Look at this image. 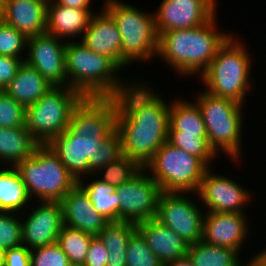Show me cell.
Here are the masks:
<instances>
[{
  "label": "cell",
  "instance_id": "obj_29",
  "mask_svg": "<svg viewBox=\"0 0 266 266\" xmlns=\"http://www.w3.org/2000/svg\"><path fill=\"white\" fill-rule=\"evenodd\" d=\"M187 257L194 266H245L242 263L245 259L240 260L237 250L215 246L202 240L189 245ZM246 266H249L248 262Z\"/></svg>",
  "mask_w": 266,
  "mask_h": 266
},
{
  "label": "cell",
  "instance_id": "obj_43",
  "mask_svg": "<svg viewBox=\"0 0 266 266\" xmlns=\"http://www.w3.org/2000/svg\"><path fill=\"white\" fill-rule=\"evenodd\" d=\"M247 262L249 266H266V248L259 251L256 256H251V259H248Z\"/></svg>",
  "mask_w": 266,
  "mask_h": 266
},
{
  "label": "cell",
  "instance_id": "obj_31",
  "mask_svg": "<svg viewBox=\"0 0 266 266\" xmlns=\"http://www.w3.org/2000/svg\"><path fill=\"white\" fill-rule=\"evenodd\" d=\"M167 142L198 157L209 168L211 165L209 162H214V159L218 158L208 144V137L198 136L197 133H168Z\"/></svg>",
  "mask_w": 266,
  "mask_h": 266
},
{
  "label": "cell",
  "instance_id": "obj_15",
  "mask_svg": "<svg viewBox=\"0 0 266 266\" xmlns=\"http://www.w3.org/2000/svg\"><path fill=\"white\" fill-rule=\"evenodd\" d=\"M217 4L216 0H162L153 11L158 35L205 24L218 10Z\"/></svg>",
  "mask_w": 266,
  "mask_h": 266
},
{
  "label": "cell",
  "instance_id": "obj_9",
  "mask_svg": "<svg viewBox=\"0 0 266 266\" xmlns=\"http://www.w3.org/2000/svg\"><path fill=\"white\" fill-rule=\"evenodd\" d=\"M161 192L196 194L209 167L198 157L172 146L167 141L144 167Z\"/></svg>",
  "mask_w": 266,
  "mask_h": 266
},
{
  "label": "cell",
  "instance_id": "obj_24",
  "mask_svg": "<svg viewBox=\"0 0 266 266\" xmlns=\"http://www.w3.org/2000/svg\"><path fill=\"white\" fill-rule=\"evenodd\" d=\"M52 87L35 68L23 62L4 91L27 108L35 104Z\"/></svg>",
  "mask_w": 266,
  "mask_h": 266
},
{
  "label": "cell",
  "instance_id": "obj_21",
  "mask_svg": "<svg viewBox=\"0 0 266 266\" xmlns=\"http://www.w3.org/2000/svg\"><path fill=\"white\" fill-rule=\"evenodd\" d=\"M136 230L164 265L187 256L190 244L155 218L137 223Z\"/></svg>",
  "mask_w": 266,
  "mask_h": 266
},
{
  "label": "cell",
  "instance_id": "obj_44",
  "mask_svg": "<svg viewBox=\"0 0 266 266\" xmlns=\"http://www.w3.org/2000/svg\"><path fill=\"white\" fill-rule=\"evenodd\" d=\"M164 266H194V265L189 260V258L186 256L183 259L166 263Z\"/></svg>",
  "mask_w": 266,
  "mask_h": 266
},
{
  "label": "cell",
  "instance_id": "obj_33",
  "mask_svg": "<svg viewBox=\"0 0 266 266\" xmlns=\"http://www.w3.org/2000/svg\"><path fill=\"white\" fill-rule=\"evenodd\" d=\"M125 261L126 266H164L137 230L129 239Z\"/></svg>",
  "mask_w": 266,
  "mask_h": 266
},
{
  "label": "cell",
  "instance_id": "obj_19",
  "mask_svg": "<svg viewBox=\"0 0 266 266\" xmlns=\"http://www.w3.org/2000/svg\"><path fill=\"white\" fill-rule=\"evenodd\" d=\"M64 225L98 236L110 222L98 213L85 190L77 183L60 201Z\"/></svg>",
  "mask_w": 266,
  "mask_h": 266
},
{
  "label": "cell",
  "instance_id": "obj_4",
  "mask_svg": "<svg viewBox=\"0 0 266 266\" xmlns=\"http://www.w3.org/2000/svg\"><path fill=\"white\" fill-rule=\"evenodd\" d=\"M65 63L67 86L83 97L115 98L130 83L123 82L118 74L120 68L110 58L99 55L80 41L66 42Z\"/></svg>",
  "mask_w": 266,
  "mask_h": 266
},
{
  "label": "cell",
  "instance_id": "obj_40",
  "mask_svg": "<svg viewBox=\"0 0 266 266\" xmlns=\"http://www.w3.org/2000/svg\"><path fill=\"white\" fill-rule=\"evenodd\" d=\"M108 250L99 236H93L83 266H106L108 260Z\"/></svg>",
  "mask_w": 266,
  "mask_h": 266
},
{
  "label": "cell",
  "instance_id": "obj_5",
  "mask_svg": "<svg viewBox=\"0 0 266 266\" xmlns=\"http://www.w3.org/2000/svg\"><path fill=\"white\" fill-rule=\"evenodd\" d=\"M237 38L232 34L226 40L208 69L198 79L207 87L205 91L208 93L244 105L247 100L245 96L252 90V57L244 40L241 41L238 36Z\"/></svg>",
  "mask_w": 266,
  "mask_h": 266
},
{
  "label": "cell",
  "instance_id": "obj_7",
  "mask_svg": "<svg viewBox=\"0 0 266 266\" xmlns=\"http://www.w3.org/2000/svg\"><path fill=\"white\" fill-rule=\"evenodd\" d=\"M123 0H105L103 8L111 15L121 34L122 69L132 63H147L158 55L159 35L154 13H147ZM126 2V3H125Z\"/></svg>",
  "mask_w": 266,
  "mask_h": 266
},
{
  "label": "cell",
  "instance_id": "obj_26",
  "mask_svg": "<svg viewBox=\"0 0 266 266\" xmlns=\"http://www.w3.org/2000/svg\"><path fill=\"white\" fill-rule=\"evenodd\" d=\"M168 133H197L198 136L208 137L196 102L183 98L170 102Z\"/></svg>",
  "mask_w": 266,
  "mask_h": 266
},
{
  "label": "cell",
  "instance_id": "obj_16",
  "mask_svg": "<svg viewBox=\"0 0 266 266\" xmlns=\"http://www.w3.org/2000/svg\"><path fill=\"white\" fill-rule=\"evenodd\" d=\"M22 217V245L34 249L57 242L64 226L63 209L60 202L40 201ZM26 219V220H25Z\"/></svg>",
  "mask_w": 266,
  "mask_h": 266
},
{
  "label": "cell",
  "instance_id": "obj_34",
  "mask_svg": "<svg viewBox=\"0 0 266 266\" xmlns=\"http://www.w3.org/2000/svg\"><path fill=\"white\" fill-rule=\"evenodd\" d=\"M26 48L27 37L0 19V55L25 59Z\"/></svg>",
  "mask_w": 266,
  "mask_h": 266
},
{
  "label": "cell",
  "instance_id": "obj_22",
  "mask_svg": "<svg viewBox=\"0 0 266 266\" xmlns=\"http://www.w3.org/2000/svg\"><path fill=\"white\" fill-rule=\"evenodd\" d=\"M92 12V9L65 7L48 0L46 33L62 40L65 39V41L79 38V35L82 37L88 27Z\"/></svg>",
  "mask_w": 266,
  "mask_h": 266
},
{
  "label": "cell",
  "instance_id": "obj_23",
  "mask_svg": "<svg viewBox=\"0 0 266 266\" xmlns=\"http://www.w3.org/2000/svg\"><path fill=\"white\" fill-rule=\"evenodd\" d=\"M39 145L26 126L0 127V167H16L31 157Z\"/></svg>",
  "mask_w": 266,
  "mask_h": 266
},
{
  "label": "cell",
  "instance_id": "obj_1",
  "mask_svg": "<svg viewBox=\"0 0 266 266\" xmlns=\"http://www.w3.org/2000/svg\"><path fill=\"white\" fill-rule=\"evenodd\" d=\"M131 82L115 97V131L120 137L122 155L144 168L167 141L170 102L150 83H137L136 79Z\"/></svg>",
  "mask_w": 266,
  "mask_h": 266
},
{
  "label": "cell",
  "instance_id": "obj_25",
  "mask_svg": "<svg viewBox=\"0 0 266 266\" xmlns=\"http://www.w3.org/2000/svg\"><path fill=\"white\" fill-rule=\"evenodd\" d=\"M32 201L18 170L15 167H1L0 211L21 212L20 214L24 212L27 213L25 209H32ZM28 204L31 205V207Z\"/></svg>",
  "mask_w": 266,
  "mask_h": 266
},
{
  "label": "cell",
  "instance_id": "obj_30",
  "mask_svg": "<svg viewBox=\"0 0 266 266\" xmlns=\"http://www.w3.org/2000/svg\"><path fill=\"white\" fill-rule=\"evenodd\" d=\"M92 237L91 234L64 225L56 243L67 255L71 266H83Z\"/></svg>",
  "mask_w": 266,
  "mask_h": 266
},
{
  "label": "cell",
  "instance_id": "obj_32",
  "mask_svg": "<svg viewBox=\"0 0 266 266\" xmlns=\"http://www.w3.org/2000/svg\"><path fill=\"white\" fill-rule=\"evenodd\" d=\"M141 169L142 167L136 161L131 160L125 155H122L116 161H113L100 168L94 174V177L95 175L96 177H99L102 174L101 178L98 179L106 182L109 185L119 187L124 182L132 179Z\"/></svg>",
  "mask_w": 266,
  "mask_h": 266
},
{
  "label": "cell",
  "instance_id": "obj_8",
  "mask_svg": "<svg viewBox=\"0 0 266 266\" xmlns=\"http://www.w3.org/2000/svg\"><path fill=\"white\" fill-rule=\"evenodd\" d=\"M15 168L34 203L60 202L78 183L47 144L39 145L31 157Z\"/></svg>",
  "mask_w": 266,
  "mask_h": 266
},
{
  "label": "cell",
  "instance_id": "obj_39",
  "mask_svg": "<svg viewBox=\"0 0 266 266\" xmlns=\"http://www.w3.org/2000/svg\"><path fill=\"white\" fill-rule=\"evenodd\" d=\"M24 59L0 55V90L11 83Z\"/></svg>",
  "mask_w": 266,
  "mask_h": 266
},
{
  "label": "cell",
  "instance_id": "obj_41",
  "mask_svg": "<svg viewBox=\"0 0 266 266\" xmlns=\"http://www.w3.org/2000/svg\"><path fill=\"white\" fill-rule=\"evenodd\" d=\"M31 250L24 245L6 250L5 266H30Z\"/></svg>",
  "mask_w": 266,
  "mask_h": 266
},
{
  "label": "cell",
  "instance_id": "obj_6",
  "mask_svg": "<svg viewBox=\"0 0 266 266\" xmlns=\"http://www.w3.org/2000/svg\"><path fill=\"white\" fill-rule=\"evenodd\" d=\"M196 95L193 99L201 111L210 148L218 157L223 153L228 159L230 157L232 159L230 161L234 164L238 162L235 165H239L243 156L241 148L244 130L243 104L214 96L204 88Z\"/></svg>",
  "mask_w": 266,
  "mask_h": 266
},
{
  "label": "cell",
  "instance_id": "obj_2",
  "mask_svg": "<svg viewBox=\"0 0 266 266\" xmlns=\"http://www.w3.org/2000/svg\"><path fill=\"white\" fill-rule=\"evenodd\" d=\"M117 103L112 97H83L68 128L47 145L77 180L97 172L99 144L115 131Z\"/></svg>",
  "mask_w": 266,
  "mask_h": 266
},
{
  "label": "cell",
  "instance_id": "obj_12",
  "mask_svg": "<svg viewBox=\"0 0 266 266\" xmlns=\"http://www.w3.org/2000/svg\"><path fill=\"white\" fill-rule=\"evenodd\" d=\"M160 192L157 182L142 168L132 179L116 187L119 221L137 224L154 219Z\"/></svg>",
  "mask_w": 266,
  "mask_h": 266
},
{
  "label": "cell",
  "instance_id": "obj_18",
  "mask_svg": "<svg viewBox=\"0 0 266 266\" xmlns=\"http://www.w3.org/2000/svg\"><path fill=\"white\" fill-rule=\"evenodd\" d=\"M80 39L92 51L110 58L122 71L121 34L116 22L103 7L98 13L93 12Z\"/></svg>",
  "mask_w": 266,
  "mask_h": 266
},
{
  "label": "cell",
  "instance_id": "obj_20",
  "mask_svg": "<svg viewBox=\"0 0 266 266\" xmlns=\"http://www.w3.org/2000/svg\"><path fill=\"white\" fill-rule=\"evenodd\" d=\"M48 0H6L0 19L27 38L46 33Z\"/></svg>",
  "mask_w": 266,
  "mask_h": 266
},
{
  "label": "cell",
  "instance_id": "obj_35",
  "mask_svg": "<svg viewBox=\"0 0 266 266\" xmlns=\"http://www.w3.org/2000/svg\"><path fill=\"white\" fill-rule=\"evenodd\" d=\"M16 214L0 211V247L5 250L22 245V216Z\"/></svg>",
  "mask_w": 266,
  "mask_h": 266
},
{
  "label": "cell",
  "instance_id": "obj_36",
  "mask_svg": "<svg viewBox=\"0 0 266 266\" xmlns=\"http://www.w3.org/2000/svg\"><path fill=\"white\" fill-rule=\"evenodd\" d=\"M26 108L0 90V127L14 128L25 126Z\"/></svg>",
  "mask_w": 266,
  "mask_h": 266
},
{
  "label": "cell",
  "instance_id": "obj_13",
  "mask_svg": "<svg viewBox=\"0 0 266 266\" xmlns=\"http://www.w3.org/2000/svg\"><path fill=\"white\" fill-rule=\"evenodd\" d=\"M210 167L204 174L196 194L206 212L243 213L253 194L234 179L212 172Z\"/></svg>",
  "mask_w": 266,
  "mask_h": 266
},
{
  "label": "cell",
  "instance_id": "obj_14",
  "mask_svg": "<svg viewBox=\"0 0 266 266\" xmlns=\"http://www.w3.org/2000/svg\"><path fill=\"white\" fill-rule=\"evenodd\" d=\"M66 42L44 33L27 38L24 62L35 68L52 86H67L65 46Z\"/></svg>",
  "mask_w": 266,
  "mask_h": 266
},
{
  "label": "cell",
  "instance_id": "obj_37",
  "mask_svg": "<svg viewBox=\"0 0 266 266\" xmlns=\"http://www.w3.org/2000/svg\"><path fill=\"white\" fill-rule=\"evenodd\" d=\"M30 266H71L67 255L57 244L31 249Z\"/></svg>",
  "mask_w": 266,
  "mask_h": 266
},
{
  "label": "cell",
  "instance_id": "obj_42",
  "mask_svg": "<svg viewBox=\"0 0 266 266\" xmlns=\"http://www.w3.org/2000/svg\"><path fill=\"white\" fill-rule=\"evenodd\" d=\"M54 4H59L65 7L91 9V0H50Z\"/></svg>",
  "mask_w": 266,
  "mask_h": 266
},
{
  "label": "cell",
  "instance_id": "obj_28",
  "mask_svg": "<svg viewBox=\"0 0 266 266\" xmlns=\"http://www.w3.org/2000/svg\"><path fill=\"white\" fill-rule=\"evenodd\" d=\"M87 177L90 178L89 182L85 179ZM91 177L93 176L83 177L78 181V184L88 194L98 213L109 221H119V197L116 193V187L101 181L98 177L91 180Z\"/></svg>",
  "mask_w": 266,
  "mask_h": 266
},
{
  "label": "cell",
  "instance_id": "obj_17",
  "mask_svg": "<svg viewBox=\"0 0 266 266\" xmlns=\"http://www.w3.org/2000/svg\"><path fill=\"white\" fill-rule=\"evenodd\" d=\"M246 218L247 214L243 213L205 212L202 241L234 249L241 254V248L249 238L247 235L252 234Z\"/></svg>",
  "mask_w": 266,
  "mask_h": 266
},
{
  "label": "cell",
  "instance_id": "obj_11",
  "mask_svg": "<svg viewBox=\"0 0 266 266\" xmlns=\"http://www.w3.org/2000/svg\"><path fill=\"white\" fill-rule=\"evenodd\" d=\"M190 194L160 192L155 219L172 229L188 244H195L202 240L206 211L196 204L198 202L195 199H191Z\"/></svg>",
  "mask_w": 266,
  "mask_h": 266
},
{
  "label": "cell",
  "instance_id": "obj_10",
  "mask_svg": "<svg viewBox=\"0 0 266 266\" xmlns=\"http://www.w3.org/2000/svg\"><path fill=\"white\" fill-rule=\"evenodd\" d=\"M83 96L69 86H53L26 108L25 126L40 144H48L69 126L71 112Z\"/></svg>",
  "mask_w": 266,
  "mask_h": 266
},
{
  "label": "cell",
  "instance_id": "obj_46",
  "mask_svg": "<svg viewBox=\"0 0 266 266\" xmlns=\"http://www.w3.org/2000/svg\"><path fill=\"white\" fill-rule=\"evenodd\" d=\"M6 0H0V10L4 7Z\"/></svg>",
  "mask_w": 266,
  "mask_h": 266
},
{
  "label": "cell",
  "instance_id": "obj_38",
  "mask_svg": "<svg viewBox=\"0 0 266 266\" xmlns=\"http://www.w3.org/2000/svg\"><path fill=\"white\" fill-rule=\"evenodd\" d=\"M97 154V171L103 166L116 161L122 156V148L119 134L114 131L109 137L99 144Z\"/></svg>",
  "mask_w": 266,
  "mask_h": 266
},
{
  "label": "cell",
  "instance_id": "obj_27",
  "mask_svg": "<svg viewBox=\"0 0 266 266\" xmlns=\"http://www.w3.org/2000/svg\"><path fill=\"white\" fill-rule=\"evenodd\" d=\"M135 231L136 224L127 221H110L105 226L98 236L109 253L106 266H126L127 246Z\"/></svg>",
  "mask_w": 266,
  "mask_h": 266
},
{
  "label": "cell",
  "instance_id": "obj_45",
  "mask_svg": "<svg viewBox=\"0 0 266 266\" xmlns=\"http://www.w3.org/2000/svg\"><path fill=\"white\" fill-rule=\"evenodd\" d=\"M6 250L0 247V266H5Z\"/></svg>",
  "mask_w": 266,
  "mask_h": 266
},
{
  "label": "cell",
  "instance_id": "obj_3",
  "mask_svg": "<svg viewBox=\"0 0 266 266\" xmlns=\"http://www.w3.org/2000/svg\"><path fill=\"white\" fill-rule=\"evenodd\" d=\"M216 14L198 27L161 33L157 57L168 67L170 65L181 78L190 75L199 78L208 69L218 49L232 35V32L217 28Z\"/></svg>",
  "mask_w": 266,
  "mask_h": 266
}]
</instances>
